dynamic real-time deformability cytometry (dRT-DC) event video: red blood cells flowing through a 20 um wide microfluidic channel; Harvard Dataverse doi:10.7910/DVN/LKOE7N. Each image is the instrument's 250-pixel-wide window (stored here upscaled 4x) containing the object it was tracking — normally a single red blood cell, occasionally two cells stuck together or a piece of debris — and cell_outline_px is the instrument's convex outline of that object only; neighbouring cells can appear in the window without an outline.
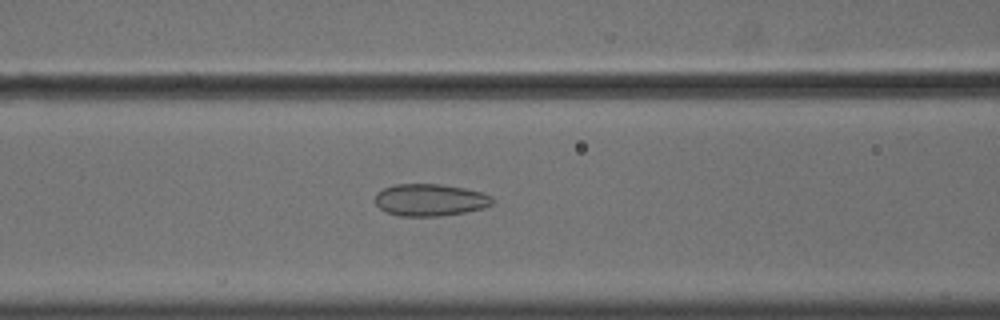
{"species": "common noctule bat (a hibernating species)", "species_latin": "Nyctalus noctula", "temperature_condition": "cold", "stored_images_in_passage": 50, "camera_frame_rate_fps": 3000, "um_per_image_px": 0.085, "animal": {"sex": "male", "body_mass_g": 18.8}, "frame": {"image": 1, "passage_image": 18, "time_ms": 5.667, "image_size_px": [1000, 320], "cell_outline_px": [[496, 200], [492, 204], [484, 208], [464, 212], [440, 216], [400, 216], [384, 212], [376, 204], [376, 192], [392, 184], [440, 184], [464, 188], [480, 192], [492, 196]], "centroid_in_image_um": [36.55, 16.99], "position_along_channel_um": 130.0, "area_um2": 22.08}}
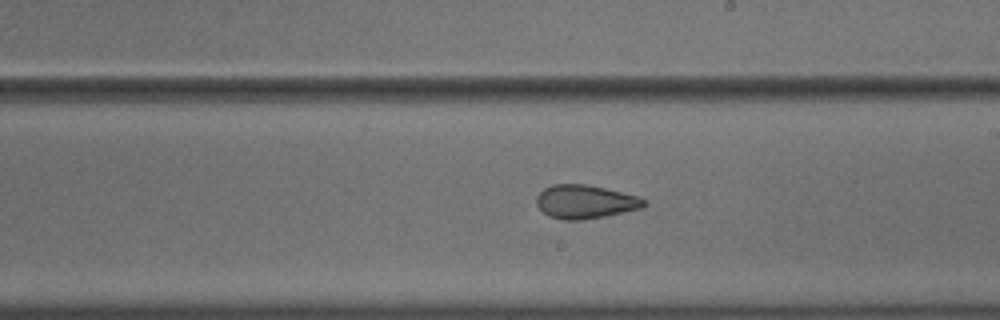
{"frame": {"image": 2, "passage_image": 27, "time_ms": 8.667, "image_size_px": [1000, 320], "cell_outline_px": [[648, 204], [644, 208], [584, 220], [564, 220], [548, 216], [536, 204], [536, 196], [544, 188], [552, 184], [588, 184], [636, 196], [648, 200]], "centroid_in_image_um": [49.75, 17.15], "position_along_channel_um": 239.2, "area_um2": 21.15}}
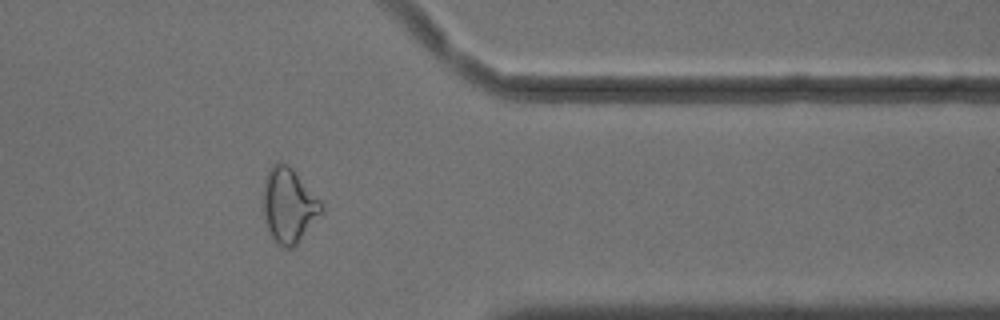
{"frame": {"image": 3, "passage_image": 40, "time_ms": 13.0, "image_size_px": [1000, 320], "cell_outline_px": [[324, 212], [296, 244], [292, 248], [284, 248], [272, 236], [268, 228], [264, 216], [264, 180], [272, 164], [280, 160], [292, 168], [320, 200], [324, 208]], "centroid_in_image_um": [24.57, 17.43], "position_along_channel_um": 386.8, "area_um2": 25.03}, "authors_computed_cell_mechanics": {"area_um2": 24.3338, "velocity_mm_per_s": 3.6317, "shape_relaxation_time_tau1_ms": null, "shape_relaxation_time_tau2_ms": 1.8985, "deformation_change_tau1": null, "deformation_change_tau2": 0.0827}}